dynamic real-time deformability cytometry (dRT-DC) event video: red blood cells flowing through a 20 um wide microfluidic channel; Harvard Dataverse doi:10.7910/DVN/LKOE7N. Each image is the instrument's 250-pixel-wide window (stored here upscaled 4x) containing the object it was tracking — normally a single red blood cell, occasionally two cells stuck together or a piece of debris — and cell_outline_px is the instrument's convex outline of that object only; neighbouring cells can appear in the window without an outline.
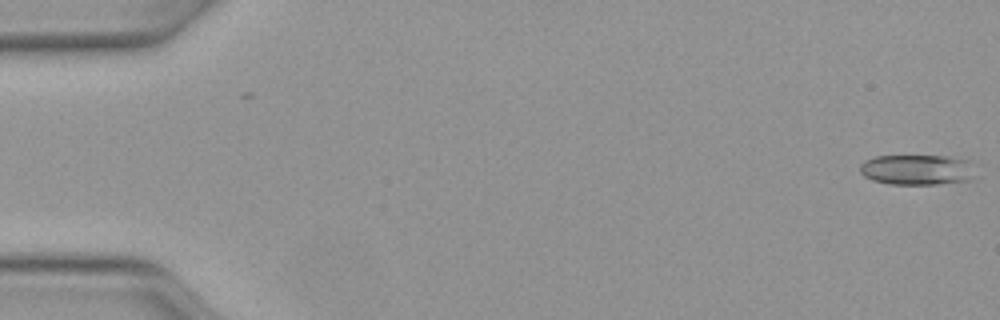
{"species": "Egyptian fruit bat (a non-hibernating species)", "species_latin": "Rousettus aegyptiacus", "temperature_condition": "warm", "stored_images_in_passage": 13, "camera_frame_rate_fps": 3000, "um_per_image_px": 0.085, "animal": {"sex": "female"}, "frame": {"image": 1, "passage_image": 1, "time_ms": 0.0, "image_size_px": [1000, 320], "cell_outline_px": [[968, 180], [936, 184], [888, 184], [872, 180], [864, 176], [860, 172], [860, 164], [864, 160], [876, 156], [948, 156], [968, 160]], "centroid_in_image_um": [77.79, 14.42], "position_along_channel_um": 7.2, "area_um2": 19.88}}
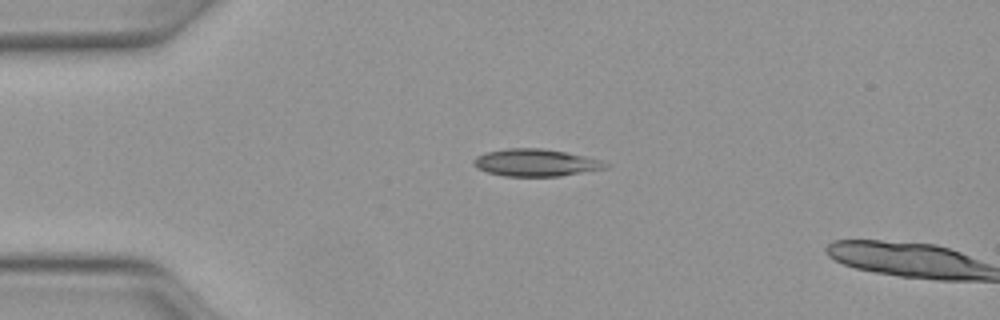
{"frame": {"image": 2, "passage_image": 12, "time_ms": 3.667, "image_size_px": [1000, 320], "cell_outline_px": [[608, 168], [560, 176], [504, 176], [488, 172], [476, 168], [472, 164], [472, 160], [476, 156], [484, 152], [508, 148], [540, 148], [564, 152], [600, 160], [608, 164]], "centroid_in_image_um": [45.47, 13.83], "position_along_channel_um": 39.5, "area_um2": 20.87}}